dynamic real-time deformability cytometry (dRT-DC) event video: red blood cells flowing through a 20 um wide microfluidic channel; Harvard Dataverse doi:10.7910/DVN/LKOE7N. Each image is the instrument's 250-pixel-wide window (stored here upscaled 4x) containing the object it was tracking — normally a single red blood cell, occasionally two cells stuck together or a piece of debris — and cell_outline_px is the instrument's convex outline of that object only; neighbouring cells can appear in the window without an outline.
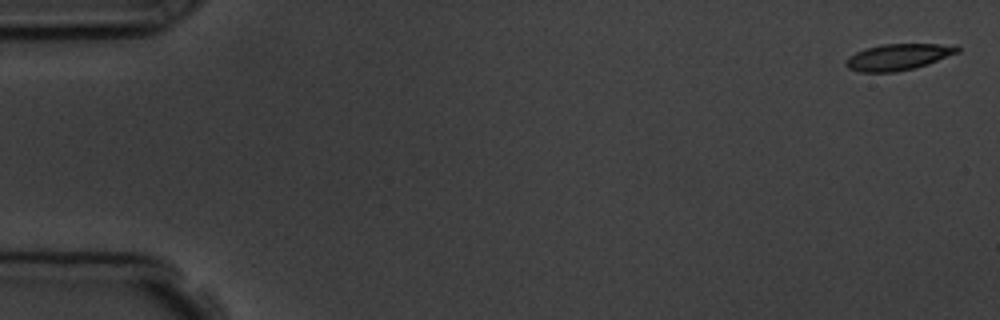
{"species": "common noctule bat (a hibernating species)", "species_latin": "Nyctalus noctula", "temperature_condition": "room temperature", "stored_images_in_passage": 5, "camera_frame_rate_fps": 3000, "um_per_image_px": 0.085, "animal": {"sex": "male", "body_mass_g": 19.5, "forearm_length_mm": 54.6}, "frame": {"image": 1, "passage_image": 1, "time_ms": 0.0, "image_size_px": [1000, 320], "cell_outline_px": [[960, 52], [928, 64], [896, 72], [860, 72], [848, 68], [844, 64], [844, 60], [848, 56], [856, 52], [880, 44], [956, 44], [960, 48]], "centroid_in_image_um": [76.35, 4.83], "position_along_channel_um": 8.6, "area_um2": 17.22}}
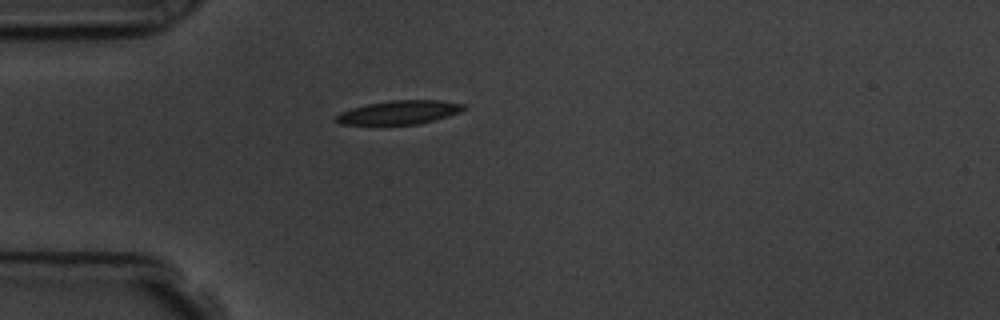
{"frame": {"image": 2, "passage_image": 5, "time_ms": 4.667, "image_size_px": [1000, 320], "cell_outline_px": [[468, 108], [460, 112], [448, 116], [420, 124], [340, 124], [332, 120], [332, 116], [340, 112], [352, 108], [368, 104], [392, 100], [436, 100], [464, 104]], "centroid_in_image_um": [33.9, 9.55], "position_along_channel_um": 51.1, "area_um2": 17.69}}